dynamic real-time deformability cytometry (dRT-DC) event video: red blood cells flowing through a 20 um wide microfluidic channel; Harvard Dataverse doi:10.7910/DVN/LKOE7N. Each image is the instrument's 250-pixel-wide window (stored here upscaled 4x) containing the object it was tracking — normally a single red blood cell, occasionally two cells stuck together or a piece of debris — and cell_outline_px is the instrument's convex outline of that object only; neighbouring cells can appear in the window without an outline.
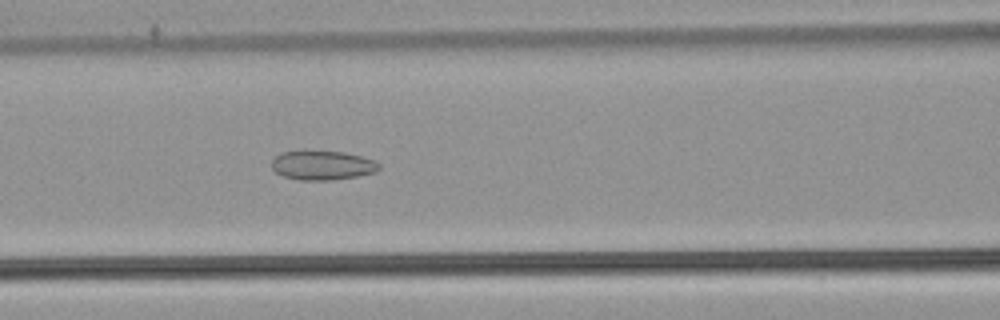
{"species": "common noctule bat (a hibernating species)", "species_latin": "Nyctalus noctula", "temperature_condition": "warm", "stored_images_in_passage": 40, "camera_frame_rate_fps": 3000, "um_per_image_px": 0.085, "animal": {"sex": "male", "body_mass_g": 21.5, "forearm_length_mm": 52.0}, "frame": {"image": 1, "passage_image": 10, "time_ms": 3.0, "image_size_px": [1000, 320], "cell_outline_px": [[380, 168], [376, 172], [356, 176], [332, 180], [300, 180], [284, 176], [276, 172], [272, 168], [272, 160], [280, 152], [344, 152], [376, 160], [380, 164]], "centroid_in_image_um": [27.44, 14.06], "position_along_channel_um": 139.2, "area_um2": 18.03}}
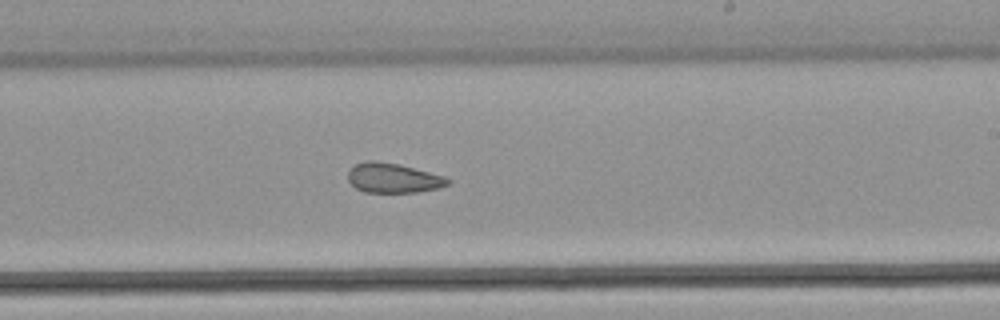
{"frame": {"image": 2, "passage_image": 19, "time_ms": 6.0, "image_size_px": [1000, 320], "cell_outline_px": [[452, 180], [448, 184], [436, 188], [416, 192], [364, 192], [356, 188], [348, 180], [348, 172], [356, 164], [368, 160], [376, 160], [396, 164], [444, 176]], "centroid_in_image_um": [33.39, 15.13], "position_along_channel_um": 255.6, "area_um2": 16.94}}
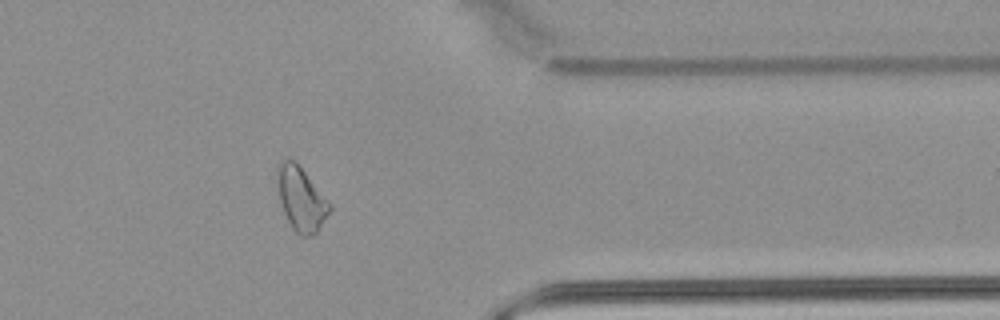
{"frame": {"image": 3, "passage_image": 30, "time_ms": 9.667, "image_size_px": [1000, 320], "cell_outline_px": [[332, 208], [316, 232], [308, 236], [300, 236], [292, 228], [284, 212], [280, 200], [276, 168], [280, 160], [284, 156], [288, 156], [296, 160], [332, 204]], "centroid_in_image_um": [25.59, 16.82], "position_along_channel_um": 385.8, "area_um2": 19.71}, "authors_computed_cell_mechanics": {"area_um2": 18.8428, "velocity_mm_per_s": 3.8878, "shape_relaxation_time_tau1_ms": null, "shape_relaxation_time_tau2_ms": 3.645, "deformation_change_tau1": null, "deformation_change_tau2": 0.1073}}